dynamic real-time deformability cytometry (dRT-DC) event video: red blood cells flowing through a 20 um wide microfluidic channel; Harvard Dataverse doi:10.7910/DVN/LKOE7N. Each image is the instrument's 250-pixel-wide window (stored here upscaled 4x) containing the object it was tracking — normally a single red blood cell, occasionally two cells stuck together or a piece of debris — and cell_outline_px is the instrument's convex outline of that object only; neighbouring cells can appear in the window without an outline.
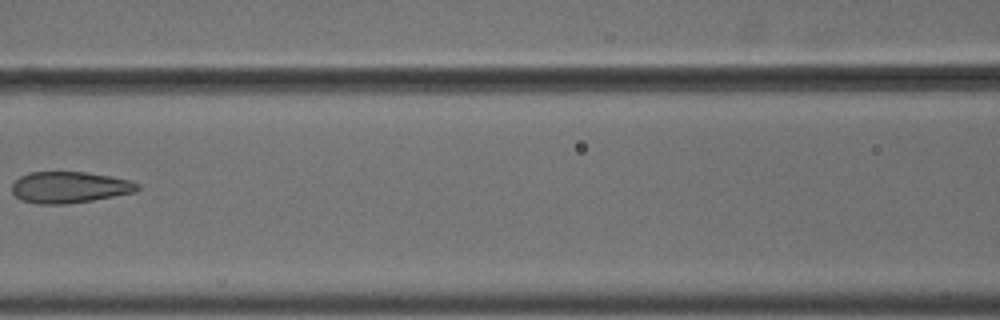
{"species": "common noctule bat (a hibernating species)", "species_latin": "Nyctalus noctula", "temperature_condition": "cold", "stored_images_in_passage": 8, "camera_frame_rate_fps": 3000, "um_per_image_px": 0.085, "animal": {"sex": "male", "body_mass_g": 18.8}, "frame": {"image": 1, "passage_image": 7, "time_ms": 2.0, "image_size_px": [1000, 320], "cell_outline_px": [[140, 188], [136, 192], [92, 200], [68, 204], [40, 204], [24, 200], [16, 196], [12, 192], [12, 184], [20, 176], [28, 172], [88, 172], [112, 176], [128, 180], [140, 184]], "centroid_in_image_um": [5.93, 15.91], "position_along_channel_um": 160.7, "area_um2": 22.95}}
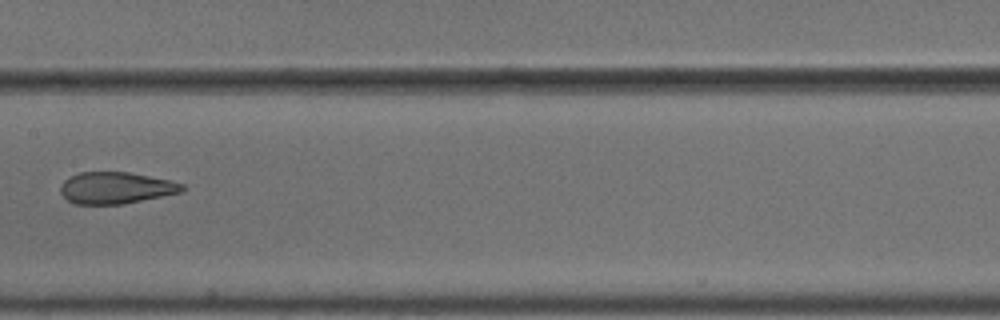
{"frame": {"image": 2, "passage_image": 8, "time_ms": 2.333, "image_size_px": [1000, 320], "cell_outline_px": [[184, 192], [124, 204], [76, 204], [68, 200], [60, 192], [60, 184], [64, 180], [80, 172], [128, 172], [168, 180], [184, 184]], "centroid_in_image_um": [9.86, 15.98], "position_along_channel_um": 197.5, "area_um2": 22.43}}